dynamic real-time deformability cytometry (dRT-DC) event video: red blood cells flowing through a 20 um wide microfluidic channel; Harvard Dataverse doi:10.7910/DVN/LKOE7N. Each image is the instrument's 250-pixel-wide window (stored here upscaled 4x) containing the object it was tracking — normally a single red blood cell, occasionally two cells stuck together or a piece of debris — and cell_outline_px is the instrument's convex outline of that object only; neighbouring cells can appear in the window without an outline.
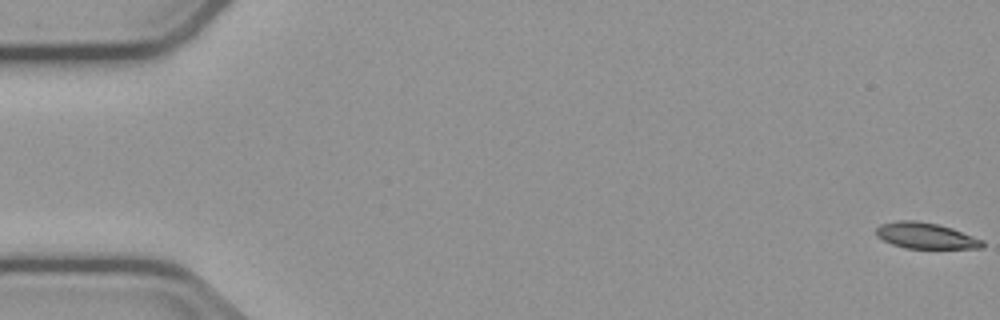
{"species": "common noctule bat (a hibernating species)", "species_latin": "Nyctalus noctula", "temperature_condition": "cold", "stored_images_in_passage": 56, "camera_frame_rate_fps": 3000, "um_per_image_px": 0.085, "animal": {"sex": "male", "body_mass_g": 23.1, "forearm_length_mm": 52.7}, "frame": {"image": 1, "passage_image": 1, "time_ms": 0.0, "image_size_px": [1000, 320], "cell_outline_px": [[984, 248], [904, 248], [892, 244], [876, 236], [876, 228], [880, 224], [896, 220], [916, 220], [936, 224], [952, 228], [984, 240]], "centroid_in_image_um": [78.67, 20.03], "position_along_channel_um": 6.3, "area_um2": 16.13}}
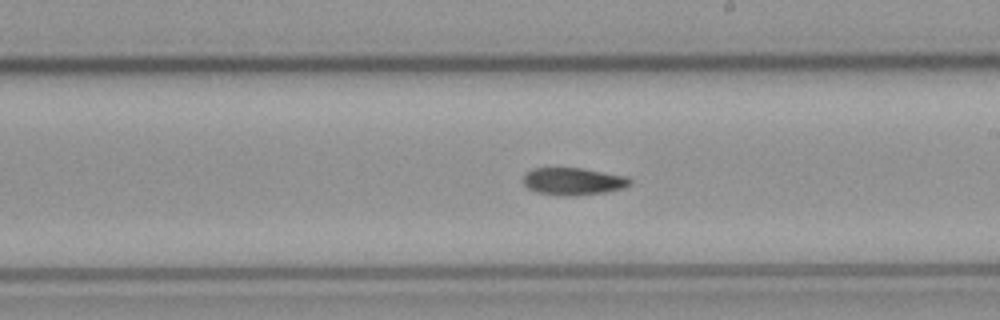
{"frame": {"image": 2, "passage_image": 32, "time_ms": 10.333, "image_size_px": [1000, 320], "cell_outline_px": [[632, 184], [624, 188], [608, 192], [572, 196], [564, 196], [536, 192], [528, 188], [524, 184], [524, 176], [532, 168], [580, 168], [628, 176], [632, 180]], "centroid_in_image_um": [48.78, 15.42], "position_along_channel_um": 240.2, "area_um2": 17.11}}
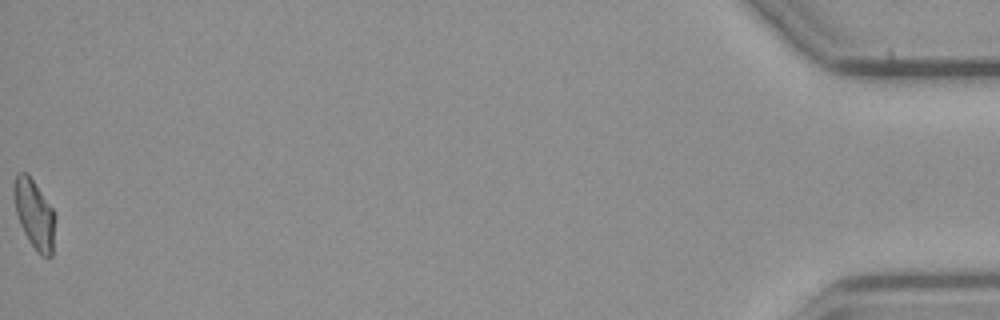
{"frame": {"image": 3, "passage_image": 56, "time_ms": 18.333, "image_size_px": [1000, 320], "cell_outline_px": [[56, 216], [52, 256], [48, 260], [40, 256], [28, 240], [20, 224], [16, 212], [12, 192], [12, 184], [16, 172], [28, 172], [52, 208]], "centroid_in_image_um": [2.91, 18.2], "position_along_channel_um": 432.3, "area_um2": 17.11}}